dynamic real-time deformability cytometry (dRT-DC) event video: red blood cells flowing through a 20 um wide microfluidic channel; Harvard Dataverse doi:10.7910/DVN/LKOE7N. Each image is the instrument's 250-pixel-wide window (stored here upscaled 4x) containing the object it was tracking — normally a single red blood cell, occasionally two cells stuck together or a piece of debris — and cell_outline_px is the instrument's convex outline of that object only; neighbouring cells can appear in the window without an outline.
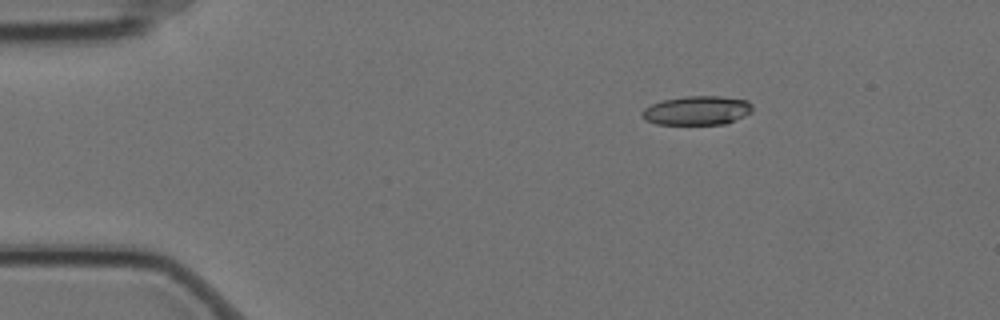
{"species": "Egyptian fruit bat (a non-hibernating species)", "species_latin": "Rousettus aegyptiacus", "temperature_condition": "cold", "stored_images_in_passage": 5, "camera_frame_rate_fps": 3000, "um_per_image_px": 0.085, "animal": {"sex": "female"}, "frame": {"image": 1, "passage_image": 3, "time_ms": 0.667, "image_size_px": [1000, 320], "cell_outline_px": [[752, 112], [744, 116], [724, 124], [656, 124], [644, 120], [640, 116], [640, 112], [644, 108], [652, 104], [664, 100], [684, 96], [720, 96], [748, 100], [752, 104]], "centroid_in_image_um": [59.22, 9.39], "position_along_channel_um": 25.8, "area_um2": 18.79}}